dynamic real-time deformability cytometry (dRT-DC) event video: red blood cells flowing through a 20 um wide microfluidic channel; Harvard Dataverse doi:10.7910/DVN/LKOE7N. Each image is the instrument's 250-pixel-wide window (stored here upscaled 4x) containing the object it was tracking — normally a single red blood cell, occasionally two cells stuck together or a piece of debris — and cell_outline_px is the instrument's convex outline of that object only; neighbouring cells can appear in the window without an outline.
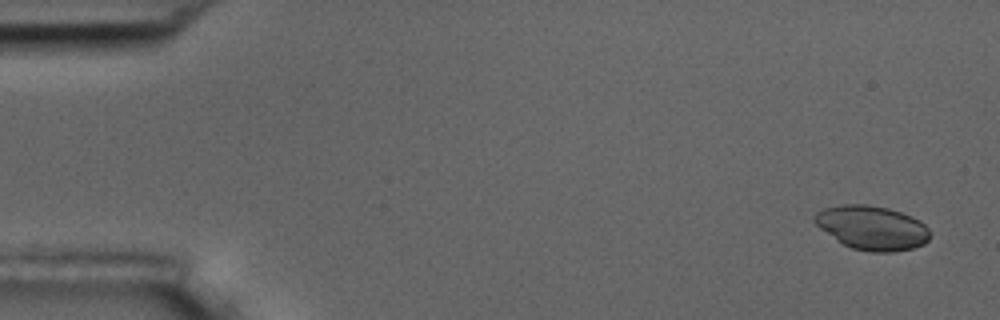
{"species": "common noctule bat (a hibernating species)", "species_latin": "Nyctalus noctula", "temperature_condition": "room temperature", "stored_images_in_passage": 5, "camera_frame_rate_fps": 3000, "um_per_image_px": 0.085, "animal": {"sex": "male", "body_mass_g": 17.5, "forearm_length_mm": 52.3}, "frame": {"image": 1, "passage_image": 1, "time_ms": 0.0, "image_size_px": [1000, 320], "cell_outline_px": [[928, 240], [924, 244], [912, 248], [892, 252], [868, 252], [852, 248], [836, 240], [820, 228], [812, 220], [816, 212], [824, 208], [840, 204], [868, 204], [888, 208], [912, 216], [920, 220], [928, 228]], "centroid_in_image_um": [74.1, 19.35], "position_along_channel_um": 10.9, "area_um2": 29.71}}
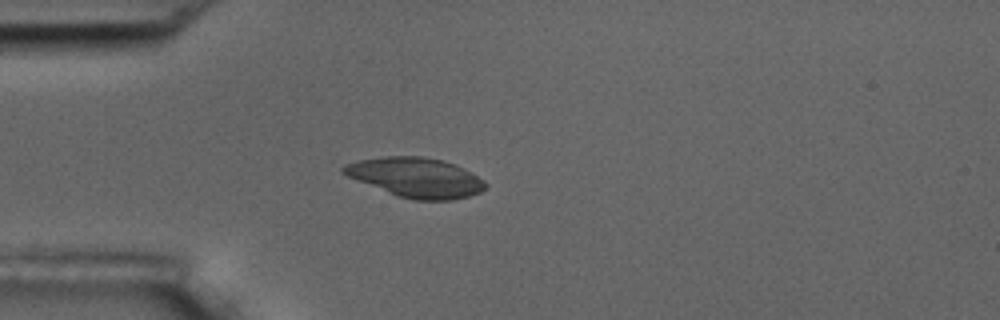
{"frame": {"image": 2, "passage_image": 4, "time_ms": 4.333, "image_size_px": [1000, 320], "cell_outline_px": [[488, 184], [480, 192], [468, 196], [452, 200], [416, 200], [396, 196], [348, 176], [340, 172], [340, 168], [344, 164], [360, 160], [384, 156], [424, 156], [444, 160], [456, 164], [472, 172], [484, 180]], "centroid_in_image_um": [35.36, 15.07], "position_along_channel_um": 49.6, "area_um2": 32.95}}